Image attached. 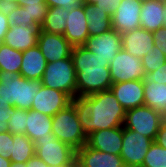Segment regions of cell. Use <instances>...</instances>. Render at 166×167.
I'll use <instances>...</instances> for the list:
<instances>
[{
  "label": "cell",
  "mask_w": 166,
  "mask_h": 167,
  "mask_svg": "<svg viewBox=\"0 0 166 167\" xmlns=\"http://www.w3.org/2000/svg\"><path fill=\"white\" fill-rule=\"evenodd\" d=\"M71 103L87 136L97 130L120 127L124 124L126 111L111 90L76 96Z\"/></svg>",
  "instance_id": "1"
},
{
  "label": "cell",
  "mask_w": 166,
  "mask_h": 167,
  "mask_svg": "<svg viewBox=\"0 0 166 167\" xmlns=\"http://www.w3.org/2000/svg\"><path fill=\"white\" fill-rule=\"evenodd\" d=\"M71 57L76 71V96L110 90L112 79L106 60L95 56L85 46L73 47Z\"/></svg>",
  "instance_id": "2"
},
{
  "label": "cell",
  "mask_w": 166,
  "mask_h": 167,
  "mask_svg": "<svg viewBox=\"0 0 166 167\" xmlns=\"http://www.w3.org/2000/svg\"><path fill=\"white\" fill-rule=\"evenodd\" d=\"M41 86L39 80H28L17 73L0 71V101L8 102L14 108L30 110L35 93Z\"/></svg>",
  "instance_id": "3"
},
{
  "label": "cell",
  "mask_w": 166,
  "mask_h": 167,
  "mask_svg": "<svg viewBox=\"0 0 166 167\" xmlns=\"http://www.w3.org/2000/svg\"><path fill=\"white\" fill-rule=\"evenodd\" d=\"M52 134L75 150L87 143V135L82 129L72 103L52 117Z\"/></svg>",
  "instance_id": "4"
},
{
  "label": "cell",
  "mask_w": 166,
  "mask_h": 167,
  "mask_svg": "<svg viewBox=\"0 0 166 167\" xmlns=\"http://www.w3.org/2000/svg\"><path fill=\"white\" fill-rule=\"evenodd\" d=\"M42 85L66 93L71 99L76 97V71L71 55L56 62H47L41 79Z\"/></svg>",
  "instance_id": "5"
},
{
  "label": "cell",
  "mask_w": 166,
  "mask_h": 167,
  "mask_svg": "<svg viewBox=\"0 0 166 167\" xmlns=\"http://www.w3.org/2000/svg\"><path fill=\"white\" fill-rule=\"evenodd\" d=\"M34 145L35 154L49 167L71 164L76 159V150L58 140L54 134L38 138Z\"/></svg>",
  "instance_id": "6"
},
{
  "label": "cell",
  "mask_w": 166,
  "mask_h": 167,
  "mask_svg": "<svg viewBox=\"0 0 166 167\" xmlns=\"http://www.w3.org/2000/svg\"><path fill=\"white\" fill-rule=\"evenodd\" d=\"M161 123L162 114L143 105L126 111L123 126L155 141Z\"/></svg>",
  "instance_id": "7"
},
{
  "label": "cell",
  "mask_w": 166,
  "mask_h": 167,
  "mask_svg": "<svg viewBox=\"0 0 166 167\" xmlns=\"http://www.w3.org/2000/svg\"><path fill=\"white\" fill-rule=\"evenodd\" d=\"M109 70L112 84L131 80H144L146 74L141 58L134 57L123 48L110 62Z\"/></svg>",
  "instance_id": "8"
},
{
  "label": "cell",
  "mask_w": 166,
  "mask_h": 167,
  "mask_svg": "<svg viewBox=\"0 0 166 167\" xmlns=\"http://www.w3.org/2000/svg\"><path fill=\"white\" fill-rule=\"evenodd\" d=\"M154 140L124 128L120 156L125 167H141L144 157Z\"/></svg>",
  "instance_id": "9"
},
{
  "label": "cell",
  "mask_w": 166,
  "mask_h": 167,
  "mask_svg": "<svg viewBox=\"0 0 166 167\" xmlns=\"http://www.w3.org/2000/svg\"><path fill=\"white\" fill-rule=\"evenodd\" d=\"M142 1L121 0L115 13L111 15L112 28L121 34L140 28Z\"/></svg>",
  "instance_id": "10"
},
{
  "label": "cell",
  "mask_w": 166,
  "mask_h": 167,
  "mask_svg": "<svg viewBox=\"0 0 166 167\" xmlns=\"http://www.w3.org/2000/svg\"><path fill=\"white\" fill-rule=\"evenodd\" d=\"M84 46L95 56L110 64L115 55L122 49V36L121 33L112 28L98 36H89Z\"/></svg>",
  "instance_id": "11"
},
{
  "label": "cell",
  "mask_w": 166,
  "mask_h": 167,
  "mask_svg": "<svg viewBox=\"0 0 166 167\" xmlns=\"http://www.w3.org/2000/svg\"><path fill=\"white\" fill-rule=\"evenodd\" d=\"M71 100L66 93L42 85L41 89L35 93L31 109L53 117L70 105Z\"/></svg>",
  "instance_id": "12"
},
{
  "label": "cell",
  "mask_w": 166,
  "mask_h": 167,
  "mask_svg": "<svg viewBox=\"0 0 166 167\" xmlns=\"http://www.w3.org/2000/svg\"><path fill=\"white\" fill-rule=\"evenodd\" d=\"M123 126L97 130L87 136V145L101 152L120 155Z\"/></svg>",
  "instance_id": "13"
},
{
  "label": "cell",
  "mask_w": 166,
  "mask_h": 167,
  "mask_svg": "<svg viewBox=\"0 0 166 167\" xmlns=\"http://www.w3.org/2000/svg\"><path fill=\"white\" fill-rule=\"evenodd\" d=\"M63 36L72 47L85 45L89 33L83 3L69 11Z\"/></svg>",
  "instance_id": "14"
},
{
  "label": "cell",
  "mask_w": 166,
  "mask_h": 167,
  "mask_svg": "<svg viewBox=\"0 0 166 167\" xmlns=\"http://www.w3.org/2000/svg\"><path fill=\"white\" fill-rule=\"evenodd\" d=\"M110 90L125 111L144 105L143 80L114 83Z\"/></svg>",
  "instance_id": "15"
},
{
  "label": "cell",
  "mask_w": 166,
  "mask_h": 167,
  "mask_svg": "<svg viewBox=\"0 0 166 167\" xmlns=\"http://www.w3.org/2000/svg\"><path fill=\"white\" fill-rule=\"evenodd\" d=\"M37 46L47 62H56L71 55L72 46L63 35L39 32Z\"/></svg>",
  "instance_id": "16"
},
{
  "label": "cell",
  "mask_w": 166,
  "mask_h": 167,
  "mask_svg": "<svg viewBox=\"0 0 166 167\" xmlns=\"http://www.w3.org/2000/svg\"><path fill=\"white\" fill-rule=\"evenodd\" d=\"M78 167H125L120 155L101 152L85 144L76 150Z\"/></svg>",
  "instance_id": "17"
},
{
  "label": "cell",
  "mask_w": 166,
  "mask_h": 167,
  "mask_svg": "<svg viewBox=\"0 0 166 167\" xmlns=\"http://www.w3.org/2000/svg\"><path fill=\"white\" fill-rule=\"evenodd\" d=\"M122 48L134 57L142 58L154 46L153 32L137 28L121 34Z\"/></svg>",
  "instance_id": "18"
},
{
  "label": "cell",
  "mask_w": 166,
  "mask_h": 167,
  "mask_svg": "<svg viewBox=\"0 0 166 167\" xmlns=\"http://www.w3.org/2000/svg\"><path fill=\"white\" fill-rule=\"evenodd\" d=\"M40 26H27L21 28L16 25H10L2 43L18 51H25L37 46Z\"/></svg>",
  "instance_id": "19"
},
{
  "label": "cell",
  "mask_w": 166,
  "mask_h": 167,
  "mask_svg": "<svg viewBox=\"0 0 166 167\" xmlns=\"http://www.w3.org/2000/svg\"><path fill=\"white\" fill-rule=\"evenodd\" d=\"M166 3L163 0H143L141 4V28L150 32L164 28Z\"/></svg>",
  "instance_id": "20"
},
{
  "label": "cell",
  "mask_w": 166,
  "mask_h": 167,
  "mask_svg": "<svg viewBox=\"0 0 166 167\" xmlns=\"http://www.w3.org/2000/svg\"><path fill=\"white\" fill-rule=\"evenodd\" d=\"M23 59L19 75L28 80L41 81L46 69L47 60L43 56L40 48L34 46L22 52Z\"/></svg>",
  "instance_id": "21"
},
{
  "label": "cell",
  "mask_w": 166,
  "mask_h": 167,
  "mask_svg": "<svg viewBox=\"0 0 166 167\" xmlns=\"http://www.w3.org/2000/svg\"><path fill=\"white\" fill-rule=\"evenodd\" d=\"M88 24L89 36H98L112 29L111 15L106 9L93 4L83 3Z\"/></svg>",
  "instance_id": "22"
},
{
  "label": "cell",
  "mask_w": 166,
  "mask_h": 167,
  "mask_svg": "<svg viewBox=\"0 0 166 167\" xmlns=\"http://www.w3.org/2000/svg\"><path fill=\"white\" fill-rule=\"evenodd\" d=\"M52 134V116L42 114L36 110H28L25 135L33 142L38 138H45Z\"/></svg>",
  "instance_id": "23"
},
{
  "label": "cell",
  "mask_w": 166,
  "mask_h": 167,
  "mask_svg": "<svg viewBox=\"0 0 166 167\" xmlns=\"http://www.w3.org/2000/svg\"><path fill=\"white\" fill-rule=\"evenodd\" d=\"M144 105L163 114L166 111V84L143 82Z\"/></svg>",
  "instance_id": "24"
},
{
  "label": "cell",
  "mask_w": 166,
  "mask_h": 167,
  "mask_svg": "<svg viewBox=\"0 0 166 167\" xmlns=\"http://www.w3.org/2000/svg\"><path fill=\"white\" fill-rule=\"evenodd\" d=\"M68 13L69 11L63 7H49L45 20L40 26L41 31L63 35L66 29Z\"/></svg>",
  "instance_id": "25"
},
{
  "label": "cell",
  "mask_w": 166,
  "mask_h": 167,
  "mask_svg": "<svg viewBox=\"0 0 166 167\" xmlns=\"http://www.w3.org/2000/svg\"><path fill=\"white\" fill-rule=\"evenodd\" d=\"M35 155L34 142L22 134H13V148L10 156L11 162L26 163Z\"/></svg>",
  "instance_id": "26"
},
{
  "label": "cell",
  "mask_w": 166,
  "mask_h": 167,
  "mask_svg": "<svg viewBox=\"0 0 166 167\" xmlns=\"http://www.w3.org/2000/svg\"><path fill=\"white\" fill-rule=\"evenodd\" d=\"M22 59L21 51L0 43V71L13 72L19 75Z\"/></svg>",
  "instance_id": "27"
},
{
  "label": "cell",
  "mask_w": 166,
  "mask_h": 167,
  "mask_svg": "<svg viewBox=\"0 0 166 167\" xmlns=\"http://www.w3.org/2000/svg\"><path fill=\"white\" fill-rule=\"evenodd\" d=\"M141 167H166V148L153 141Z\"/></svg>",
  "instance_id": "28"
},
{
  "label": "cell",
  "mask_w": 166,
  "mask_h": 167,
  "mask_svg": "<svg viewBox=\"0 0 166 167\" xmlns=\"http://www.w3.org/2000/svg\"><path fill=\"white\" fill-rule=\"evenodd\" d=\"M28 118V110L21 108H13L11 118L8 121V131L12 134L25 135L26 119Z\"/></svg>",
  "instance_id": "29"
},
{
  "label": "cell",
  "mask_w": 166,
  "mask_h": 167,
  "mask_svg": "<svg viewBox=\"0 0 166 167\" xmlns=\"http://www.w3.org/2000/svg\"><path fill=\"white\" fill-rule=\"evenodd\" d=\"M146 74L159 69L166 63V56L159 48L153 46L145 56L141 58Z\"/></svg>",
  "instance_id": "30"
},
{
  "label": "cell",
  "mask_w": 166,
  "mask_h": 167,
  "mask_svg": "<svg viewBox=\"0 0 166 167\" xmlns=\"http://www.w3.org/2000/svg\"><path fill=\"white\" fill-rule=\"evenodd\" d=\"M6 14L10 25H16L21 28L29 26L27 11L22 6L15 4L6 5Z\"/></svg>",
  "instance_id": "31"
},
{
  "label": "cell",
  "mask_w": 166,
  "mask_h": 167,
  "mask_svg": "<svg viewBox=\"0 0 166 167\" xmlns=\"http://www.w3.org/2000/svg\"><path fill=\"white\" fill-rule=\"evenodd\" d=\"M28 14V25L41 26L47 14L48 5L46 2H40L39 5L22 6Z\"/></svg>",
  "instance_id": "32"
},
{
  "label": "cell",
  "mask_w": 166,
  "mask_h": 167,
  "mask_svg": "<svg viewBox=\"0 0 166 167\" xmlns=\"http://www.w3.org/2000/svg\"><path fill=\"white\" fill-rule=\"evenodd\" d=\"M13 148V134L9 131L0 133V156L10 160Z\"/></svg>",
  "instance_id": "33"
},
{
  "label": "cell",
  "mask_w": 166,
  "mask_h": 167,
  "mask_svg": "<svg viewBox=\"0 0 166 167\" xmlns=\"http://www.w3.org/2000/svg\"><path fill=\"white\" fill-rule=\"evenodd\" d=\"M166 84V63L159 69L145 74L143 82H152Z\"/></svg>",
  "instance_id": "34"
},
{
  "label": "cell",
  "mask_w": 166,
  "mask_h": 167,
  "mask_svg": "<svg viewBox=\"0 0 166 167\" xmlns=\"http://www.w3.org/2000/svg\"><path fill=\"white\" fill-rule=\"evenodd\" d=\"M121 0H82V3L93 4L99 8L103 7L106 12L112 15L115 13Z\"/></svg>",
  "instance_id": "35"
},
{
  "label": "cell",
  "mask_w": 166,
  "mask_h": 167,
  "mask_svg": "<svg viewBox=\"0 0 166 167\" xmlns=\"http://www.w3.org/2000/svg\"><path fill=\"white\" fill-rule=\"evenodd\" d=\"M48 7H63L70 11L82 4V0H45Z\"/></svg>",
  "instance_id": "36"
},
{
  "label": "cell",
  "mask_w": 166,
  "mask_h": 167,
  "mask_svg": "<svg viewBox=\"0 0 166 167\" xmlns=\"http://www.w3.org/2000/svg\"><path fill=\"white\" fill-rule=\"evenodd\" d=\"M154 46L166 56V28H161L153 32Z\"/></svg>",
  "instance_id": "37"
},
{
  "label": "cell",
  "mask_w": 166,
  "mask_h": 167,
  "mask_svg": "<svg viewBox=\"0 0 166 167\" xmlns=\"http://www.w3.org/2000/svg\"><path fill=\"white\" fill-rule=\"evenodd\" d=\"M9 28L10 23L6 14V6H0V43L3 42Z\"/></svg>",
  "instance_id": "38"
},
{
  "label": "cell",
  "mask_w": 166,
  "mask_h": 167,
  "mask_svg": "<svg viewBox=\"0 0 166 167\" xmlns=\"http://www.w3.org/2000/svg\"><path fill=\"white\" fill-rule=\"evenodd\" d=\"M155 142H157L163 148H166V124L161 123Z\"/></svg>",
  "instance_id": "39"
},
{
  "label": "cell",
  "mask_w": 166,
  "mask_h": 167,
  "mask_svg": "<svg viewBox=\"0 0 166 167\" xmlns=\"http://www.w3.org/2000/svg\"><path fill=\"white\" fill-rule=\"evenodd\" d=\"M13 106L8 102L0 101V117H8V121L11 118V113L13 111Z\"/></svg>",
  "instance_id": "40"
},
{
  "label": "cell",
  "mask_w": 166,
  "mask_h": 167,
  "mask_svg": "<svg viewBox=\"0 0 166 167\" xmlns=\"http://www.w3.org/2000/svg\"><path fill=\"white\" fill-rule=\"evenodd\" d=\"M27 167H49V166L35 154L30 160L27 161Z\"/></svg>",
  "instance_id": "41"
},
{
  "label": "cell",
  "mask_w": 166,
  "mask_h": 167,
  "mask_svg": "<svg viewBox=\"0 0 166 167\" xmlns=\"http://www.w3.org/2000/svg\"><path fill=\"white\" fill-rule=\"evenodd\" d=\"M40 2H46L45 0H14L15 5L18 6H33V5H39Z\"/></svg>",
  "instance_id": "42"
},
{
  "label": "cell",
  "mask_w": 166,
  "mask_h": 167,
  "mask_svg": "<svg viewBox=\"0 0 166 167\" xmlns=\"http://www.w3.org/2000/svg\"><path fill=\"white\" fill-rule=\"evenodd\" d=\"M8 129V117H0V133L6 132Z\"/></svg>",
  "instance_id": "43"
},
{
  "label": "cell",
  "mask_w": 166,
  "mask_h": 167,
  "mask_svg": "<svg viewBox=\"0 0 166 167\" xmlns=\"http://www.w3.org/2000/svg\"><path fill=\"white\" fill-rule=\"evenodd\" d=\"M11 160L5 159L4 157L0 156V167H10Z\"/></svg>",
  "instance_id": "44"
},
{
  "label": "cell",
  "mask_w": 166,
  "mask_h": 167,
  "mask_svg": "<svg viewBox=\"0 0 166 167\" xmlns=\"http://www.w3.org/2000/svg\"><path fill=\"white\" fill-rule=\"evenodd\" d=\"M10 167H27V162L26 163H22V162H12Z\"/></svg>",
  "instance_id": "45"
},
{
  "label": "cell",
  "mask_w": 166,
  "mask_h": 167,
  "mask_svg": "<svg viewBox=\"0 0 166 167\" xmlns=\"http://www.w3.org/2000/svg\"><path fill=\"white\" fill-rule=\"evenodd\" d=\"M14 3V0H0V6L11 5Z\"/></svg>",
  "instance_id": "46"
},
{
  "label": "cell",
  "mask_w": 166,
  "mask_h": 167,
  "mask_svg": "<svg viewBox=\"0 0 166 167\" xmlns=\"http://www.w3.org/2000/svg\"><path fill=\"white\" fill-rule=\"evenodd\" d=\"M59 167H78V164H77V161L75 159L71 164H67V165H63V166H59Z\"/></svg>",
  "instance_id": "47"
},
{
  "label": "cell",
  "mask_w": 166,
  "mask_h": 167,
  "mask_svg": "<svg viewBox=\"0 0 166 167\" xmlns=\"http://www.w3.org/2000/svg\"><path fill=\"white\" fill-rule=\"evenodd\" d=\"M162 123L166 124V111L162 114Z\"/></svg>",
  "instance_id": "48"
},
{
  "label": "cell",
  "mask_w": 166,
  "mask_h": 167,
  "mask_svg": "<svg viewBox=\"0 0 166 167\" xmlns=\"http://www.w3.org/2000/svg\"><path fill=\"white\" fill-rule=\"evenodd\" d=\"M164 28H166V14H165Z\"/></svg>",
  "instance_id": "49"
}]
</instances>
